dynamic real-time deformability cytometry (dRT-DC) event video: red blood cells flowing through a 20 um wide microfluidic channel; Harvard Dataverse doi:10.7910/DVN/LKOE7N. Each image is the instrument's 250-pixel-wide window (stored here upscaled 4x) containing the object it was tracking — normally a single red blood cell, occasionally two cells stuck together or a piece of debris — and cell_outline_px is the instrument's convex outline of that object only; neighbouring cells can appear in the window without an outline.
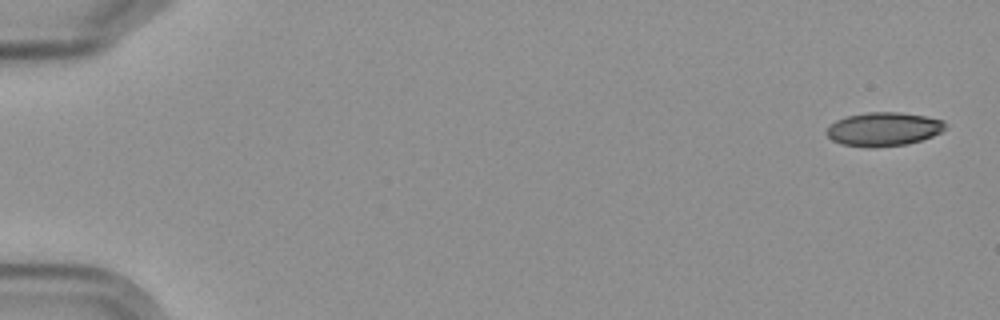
{"species": "Egyptian fruit bat (a non-hibernating species)", "species_latin": "Rousettus aegyptiacus", "temperature_condition": "cold", "stored_images_in_passage": 5, "camera_frame_rate_fps": 3000, "um_per_image_px": 0.085, "frame": {"image": 1, "passage_image": 1, "time_ms": 0.0, "image_size_px": [1000, 320], "cell_outline_px": [[944, 128], [940, 132], [932, 136], [908, 144], [872, 148], [868, 148], [840, 144], [832, 140], [824, 132], [836, 120], [848, 116], [868, 112], [900, 112], [924, 116], [944, 120]], "centroid_in_image_um": [75.07, 10.99], "position_along_channel_um": 9.9, "area_um2": 23.29}}